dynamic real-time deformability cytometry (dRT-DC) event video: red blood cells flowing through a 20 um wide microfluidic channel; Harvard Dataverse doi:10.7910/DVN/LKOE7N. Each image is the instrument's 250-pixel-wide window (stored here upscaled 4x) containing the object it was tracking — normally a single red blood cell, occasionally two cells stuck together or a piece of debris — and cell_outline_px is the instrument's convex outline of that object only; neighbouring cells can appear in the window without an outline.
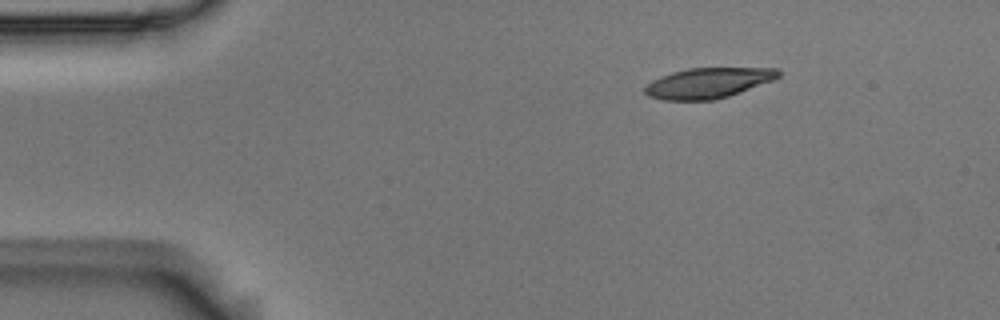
{"species": "Egyptian fruit bat (a non-hibernating species)", "species_latin": "Rousettus aegyptiacus", "temperature_condition": "room temperature", "stored_images_in_passage": 4, "camera_frame_rate_fps": 3000, "um_per_image_px": 0.085, "animal": {"sex": "male"}, "frame": {"image": 1, "passage_image": 1, "time_ms": 0.0, "image_size_px": [1000, 320], "cell_outline_px": [[780, 76], [776, 80], [716, 100], [660, 100], [648, 96], [644, 92], [644, 88], [652, 80], [672, 72], [688, 68], [776, 68], [780, 72]], "centroid_in_image_um": [60.21, 7.06], "position_along_channel_um": 24.8, "area_um2": 23.76}}
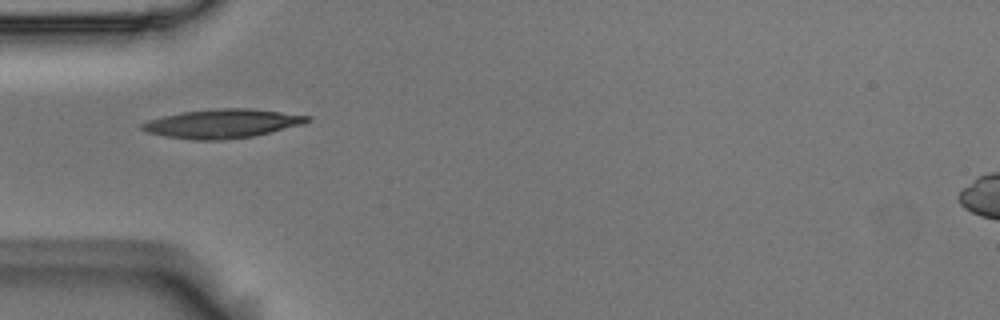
{"frame": {"image": 2, "passage_image": 3, "time_ms": 0.667, "image_size_px": [1000, 320], "cell_outline_px": [[312, 120], [304, 124], [252, 136], [224, 140], [192, 140], [164, 136], [148, 132], [140, 128], [140, 124], [148, 120], [180, 112], [220, 108], [252, 108], [312, 116]], "centroid_in_image_um": [18.91, 10.5], "position_along_channel_um": 66.1, "area_um2": 27.92}}
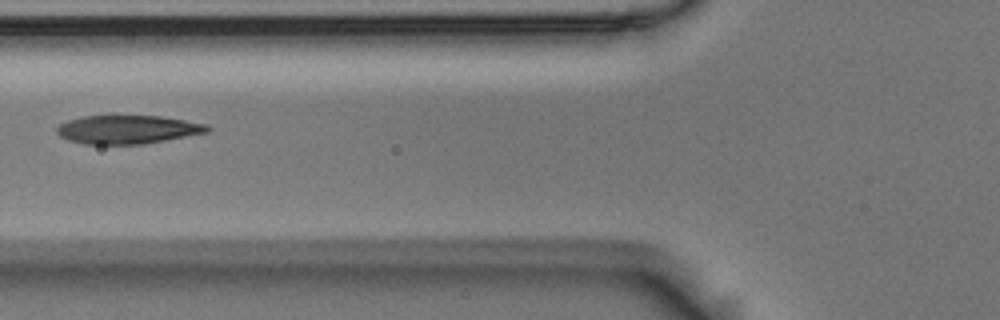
{"frame": {"image": 3, "passage_image": 4, "time_ms": 1.0, "image_size_px": [1000, 320], "cell_outline_px": [[212, 128], [208, 132], [144, 144], [84, 144], [68, 140], [60, 136], [56, 132], [56, 128], [60, 124], [68, 120], [84, 116], [160, 116], [208, 124]], "centroid_in_image_um": [10.85, 11.01], "position_along_channel_um": 114.9, "area_um2": 24.97}}